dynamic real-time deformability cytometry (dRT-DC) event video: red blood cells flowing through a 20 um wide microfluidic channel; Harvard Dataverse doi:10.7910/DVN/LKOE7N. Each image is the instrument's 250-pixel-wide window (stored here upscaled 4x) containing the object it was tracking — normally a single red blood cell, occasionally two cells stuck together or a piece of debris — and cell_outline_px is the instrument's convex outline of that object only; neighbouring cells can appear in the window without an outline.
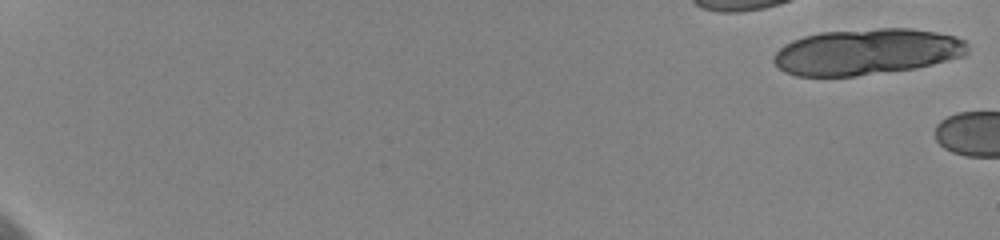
{"species": "human", "species_latin": "Homo sapiens", "temperature_condition": "cold", "stored_images_in_passage": 4, "camera_frame_rate_fps": 3000, "um_per_image_px": 0.085, "donor": {"sex": "female"}, "frame": {"image": 1, "passage_image": 1, "time_ms": 0.0, "image_size_px": [1000, 240], "cell_outline_px": [[968, 52], [964, 56], [916, 68], [856, 76], [796, 76], [784, 72], [772, 60], [772, 56], [784, 44], [792, 40], [804, 36], [820, 32], [880, 28], [912, 28], [936, 32], [952, 36], [964, 40], [968, 44]], "centroid_in_image_um": [73.65, 4.4], "position_along_channel_um": 11.3, "area_um2": 52.25}}